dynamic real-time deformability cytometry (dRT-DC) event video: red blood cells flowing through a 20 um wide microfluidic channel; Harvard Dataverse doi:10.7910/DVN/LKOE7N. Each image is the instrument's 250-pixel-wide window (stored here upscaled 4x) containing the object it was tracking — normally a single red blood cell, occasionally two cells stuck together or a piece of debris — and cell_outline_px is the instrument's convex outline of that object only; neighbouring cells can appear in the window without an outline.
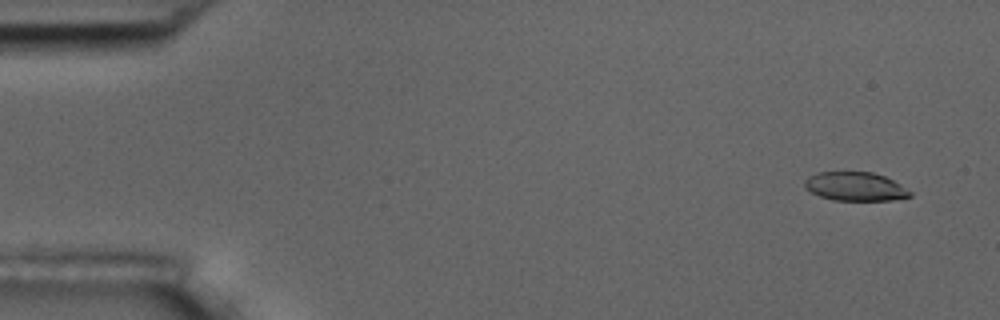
{"species": "common noctule bat (a hibernating species)", "species_latin": "Nyctalus noctula", "temperature_condition": "room temperature", "stored_images_in_passage": 55, "camera_frame_rate_fps": 3000, "um_per_image_px": 0.085, "animal": {"sex": "male", "body_mass_g": 17.5, "forearm_length_mm": 52.3}, "frame": {"image": 1, "passage_image": 4, "time_ms": 1.0, "image_size_px": [1000, 320], "cell_outline_px": [[912, 196], [892, 200], [832, 200], [820, 196], [804, 188], [804, 180], [808, 176], [816, 172], [872, 172], [884, 176], [900, 184], [912, 192]], "centroid_in_image_um": [72.67, 15.85], "position_along_channel_um": 12.3, "area_um2": 17.69}}
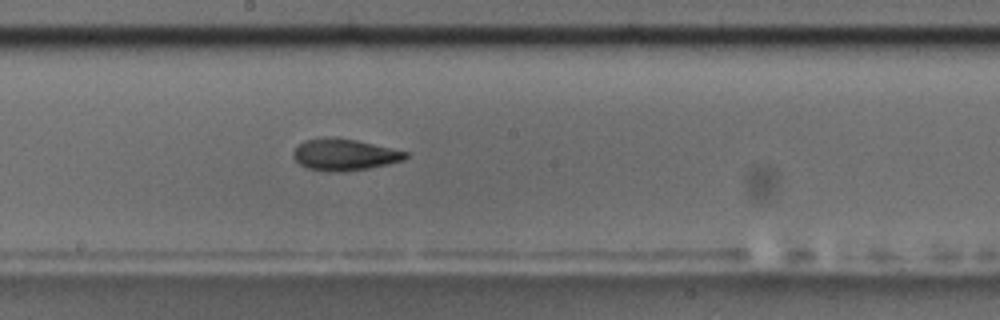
{"frame": {"image": 2, "passage_image": 31, "time_ms": 10.0, "image_size_px": [1000, 320], "cell_outline_px": [[408, 156], [404, 160], [388, 164], [368, 168], [344, 172], [328, 172], [308, 168], [300, 164], [292, 156], [292, 152], [304, 140], [356, 140], [408, 152]], "centroid_in_image_um": [29.3, 13.2], "position_along_channel_um": 218.9, "area_um2": 19.94}}
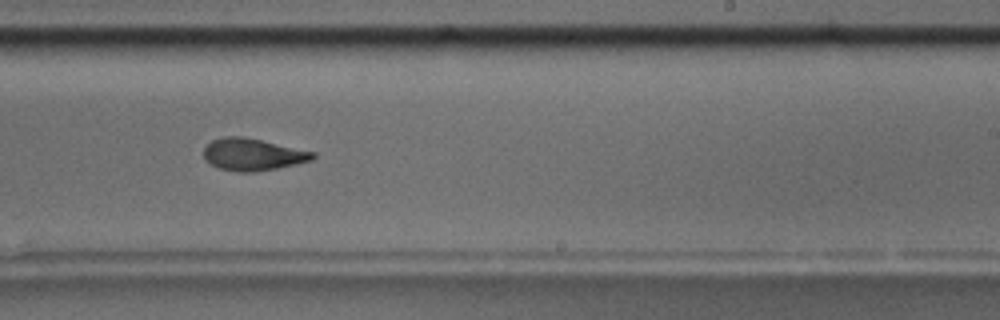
{"frame": {"image": 3, "passage_image": 35, "time_ms": 11.333, "image_size_px": [1000, 320], "cell_outline_px": [[316, 156], [312, 160], [296, 164], [256, 172], [236, 172], [220, 168], [204, 160], [204, 148], [212, 140], [224, 136], [244, 136], [316, 152]], "centroid_in_image_um": [21.49, 13.12], "position_along_channel_um": 267.5, "area_um2": 20.46}}